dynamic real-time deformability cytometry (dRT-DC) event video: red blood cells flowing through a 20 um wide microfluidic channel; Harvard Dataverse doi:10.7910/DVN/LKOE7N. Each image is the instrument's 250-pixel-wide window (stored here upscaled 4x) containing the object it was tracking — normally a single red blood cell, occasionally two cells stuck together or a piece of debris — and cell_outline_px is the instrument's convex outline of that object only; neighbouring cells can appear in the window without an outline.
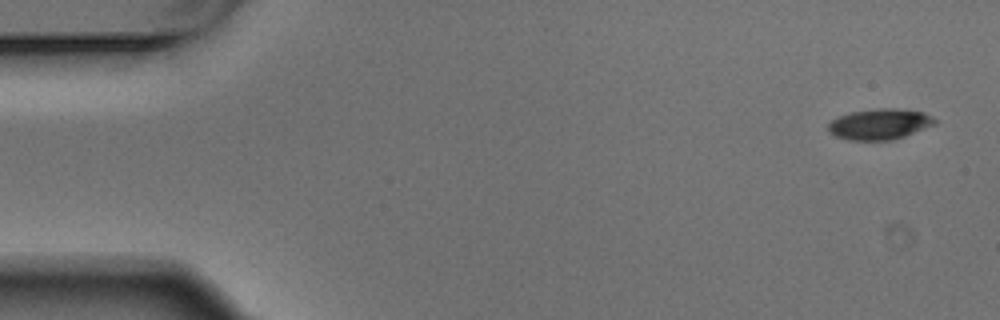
{"species": "Egyptian fruit bat (a non-hibernating species)", "species_latin": "Rousettus aegyptiacus", "temperature_condition": "warm", "stored_images_in_passage": 7, "camera_frame_rate_fps": 3000, "um_per_image_px": 0.085, "animal": {"sex": "male"}, "frame": {"image": 1, "passage_image": 1, "time_ms": 0.0, "image_size_px": [1000, 320], "cell_outline_px": [[936, 124], [904, 136], [892, 140], [848, 140], [836, 136], [828, 132], [828, 124], [832, 120], [840, 116], [852, 112], [876, 108], [896, 108], [924, 112], [932, 116], [936, 120]], "centroid_in_image_um": [74.78, 10.55], "position_along_channel_um": 10.2, "area_um2": 19.07}}
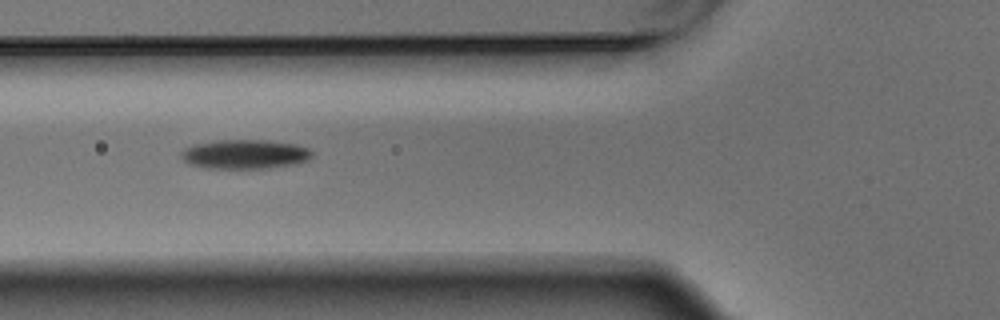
{"frame": {"image": 2, "passage_image": 6, "time_ms": 1.667, "image_size_px": [1000, 320], "cell_outline_px": [[312, 156], [308, 160], [296, 164], [264, 168], [204, 168], [188, 164], [180, 156], [180, 152], [184, 148], [192, 144], [216, 140], [268, 140], [296, 144], [308, 148], [312, 152]], "centroid_in_image_um": [20.78, 13.1], "position_along_channel_um": 105.0, "area_um2": 22.54}}
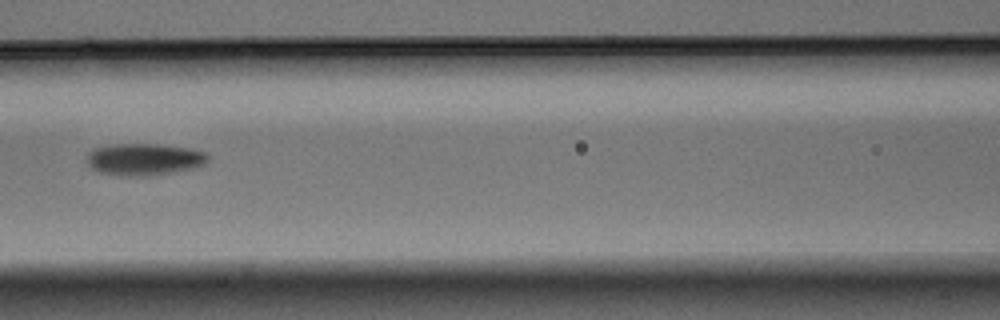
{"frame": {"image": 3, "passage_image": 7, "time_ms": 2.0, "image_size_px": [1000, 320], "cell_outline_px": [[208, 160], [204, 164], [192, 168], [172, 172], [148, 176], [120, 176], [100, 172], [92, 168], [84, 160], [88, 152], [92, 148], [112, 144], [160, 144], [192, 148], [208, 152]], "centroid_in_image_um": [12.23, 13.53], "position_along_channel_um": 154.4, "area_um2": 22.89}}